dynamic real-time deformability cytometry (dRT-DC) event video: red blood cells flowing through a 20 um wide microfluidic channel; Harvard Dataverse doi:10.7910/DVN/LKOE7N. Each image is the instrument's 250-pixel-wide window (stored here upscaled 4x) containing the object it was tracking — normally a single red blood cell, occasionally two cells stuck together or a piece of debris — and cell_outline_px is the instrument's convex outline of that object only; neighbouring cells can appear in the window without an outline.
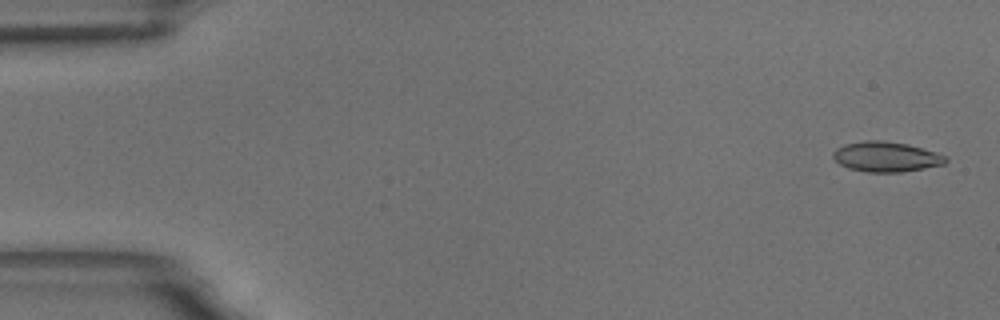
{"species": "common noctule bat (a hibernating species)", "species_latin": "Nyctalus noctula", "temperature_condition": "room temperature", "stored_images_in_passage": 54, "camera_frame_rate_fps": 3000, "um_per_image_px": 0.085, "animal": {"sex": "male", "body_mass_g": 18.8}, "frame": {"image": 1, "passage_image": 2, "time_ms": 0.333, "image_size_px": [1000, 320], "cell_outline_px": [[948, 160], [944, 164], [924, 168], [900, 172], [868, 172], [848, 168], [840, 164], [832, 156], [832, 152], [836, 148], [844, 144], [864, 140], [880, 140], [908, 144], [936, 152], [948, 156]], "centroid_in_image_um": [75.32, 13.31], "position_along_channel_um": 9.7, "area_um2": 19.83}}
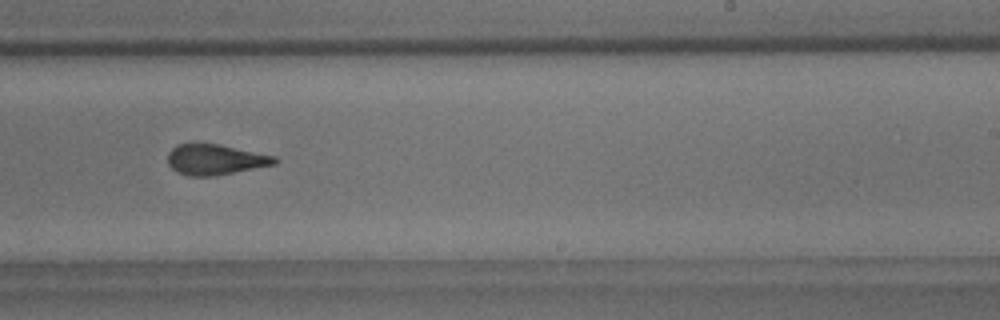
{"frame": {"image": 2, "passage_image": 36, "time_ms": 11.667, "image_size_px": [1000, 320], "cell_outline_px": [[280, 160], [276, 164], [216, 176], [188, 176], [176, 172], [168, 164], [168, 152], [176, 144], [196, 140], [220, 144], [276, 156]], "centroid_in_image_um": [18.27, 13.52], "position_along_channel_um": 270.7, "area_um2": 19.83}}
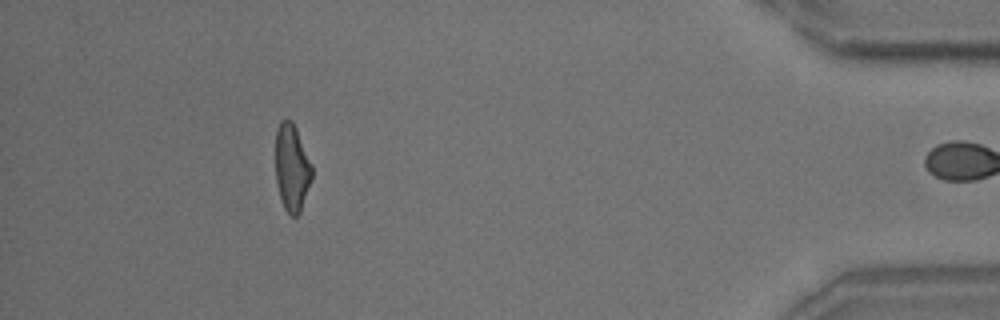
{"frame": {"image": 3, "passage_image": 53, "time_ms": 17.333, "image_size_px": [1000, 320], "cell_outline_px": [[312, 180], [300, 212], [296, 216], [292, 216], [284, 208], [276, 184], [276, 128], [280, 120], [292, 120], [296, 128], [312, 164]], "centroid_in_image_um": [24.81, 14.24], "position_along_channel_um": 410.4, "area_um2": 18.55}, "authors_computed_cell_mechanics": {"area_um2": 19.8254, "velocity_mm_per_s": 3.4681, "shape_relaxation_time_tau1_ms": 5.9193, "shape_relaxation_time_tau2_ms": 1.9499, "deformation_change_tau1": 0.1807, "deformation_change_tau2": 0.1141}}